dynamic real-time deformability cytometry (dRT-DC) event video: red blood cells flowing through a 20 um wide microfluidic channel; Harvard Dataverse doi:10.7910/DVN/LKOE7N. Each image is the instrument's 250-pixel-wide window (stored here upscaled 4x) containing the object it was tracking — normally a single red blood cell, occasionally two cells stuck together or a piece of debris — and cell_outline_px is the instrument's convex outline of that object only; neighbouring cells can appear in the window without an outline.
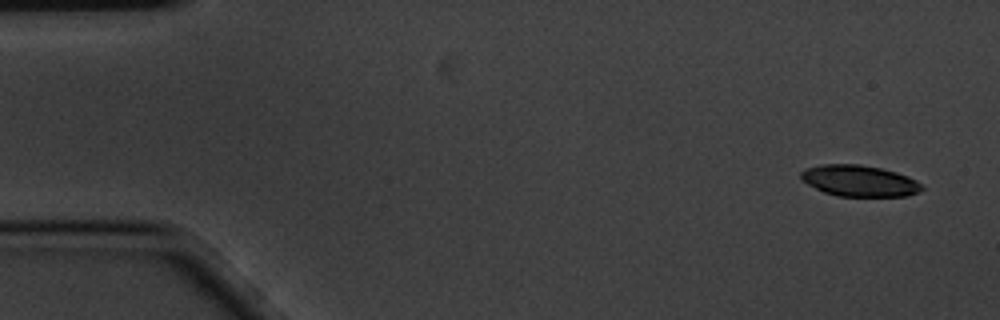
{"species": "common noctule bat (a hibernating species)", "species_latin": "Nyctalus noctula", "temperature_condition": "cold", "stored_images_in_passage": 3, "camera_frame_rate_fps": 3000, "um_per_image_px": 0.085, "animal": {"sex": "male", "body_mass_g": 20.1, "forearm_length_mm": 53.5}, "frame": {"image": 1, "passage_image": 1, "time_ms": 0.0, "image_size_px": [1000, 320], "cell_outline_px": [[924, 188], [920, 192], [908, 196], [836, 196], [824, 192], [800, 180], [800, 172], [804, 168], [820, 164], [860, 164], [880, 168], [896, 172], [908, 176], [916, 180]], "centroid_in_image_um": [73.02, 15.36], "position_along_channel_um": 12.0, "area_um2": 22.2}}